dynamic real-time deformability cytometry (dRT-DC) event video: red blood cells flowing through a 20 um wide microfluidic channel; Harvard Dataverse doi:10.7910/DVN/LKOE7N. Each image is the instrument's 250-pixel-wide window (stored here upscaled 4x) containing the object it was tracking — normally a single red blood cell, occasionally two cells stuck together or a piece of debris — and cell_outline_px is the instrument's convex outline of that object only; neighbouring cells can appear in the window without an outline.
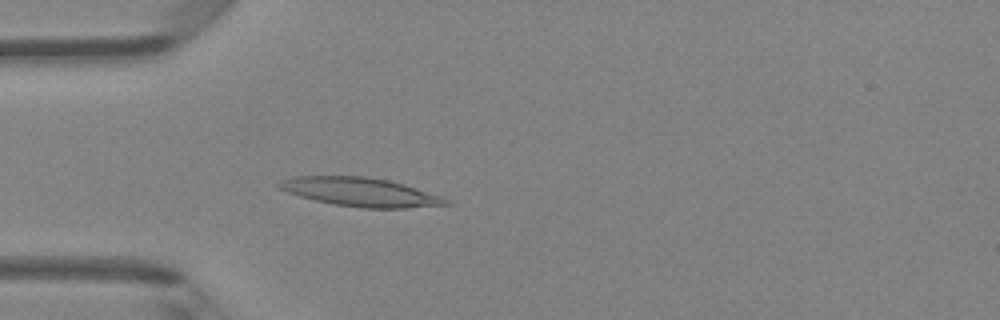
{"species": "Egyptian fruit bat (a non-hibernating species)", "species_latin": "Rousettus aegyptiacus", "temperature_condition": "room temperature", "stored_images_in_passage": 45, "camera_frame_rate_fps": 3000, "um_per_image_px": 0.085, "animal": {"sex": "female"}, "frame": {"image": 1, "passage_image": 12, "time_ms": 3.667, "image_size_px": [1000, 320], "cell_outline_px": [[452, 204], [404, 208], [360, 208], [336, 204], [316, 200], [300, 196], [276, 188], [276, 184], [280, 180], [292, 176], [364, 176], [388, 180], [404, 184], [440, 196], [448, 200]], "centroid_in_image_um": [30.58, 16.31], "position_along_channel_um": 54.4, "area_um2": 27.8}}
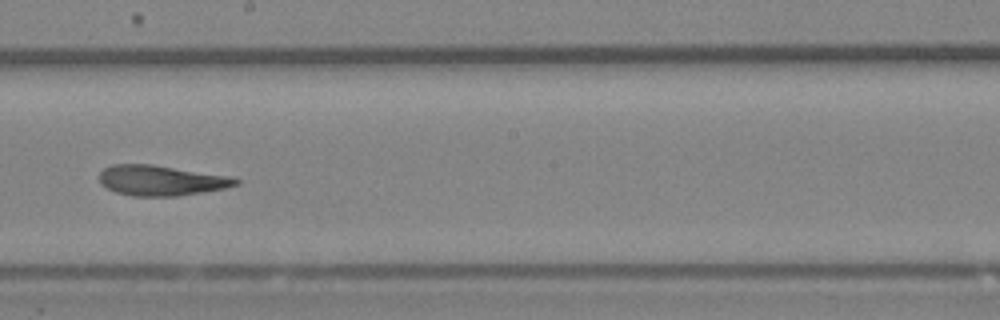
{"frame": {"image": 2, "passage_image": 25, "time_ms": 8.0, "image_size_px": [1000, 320], "cell_outline_px": [[240, 184], [224, 188], [176, 196], [132, 196], [116, 192], [100, 184], [100, 172], [104, 168], [112, 164], [152, 164], [232, 176], [240, 180]], "centroid_in_image_um": [13.7, 15.33], "position_along_channel_um": 234.5, "area_um2": 24.1}}
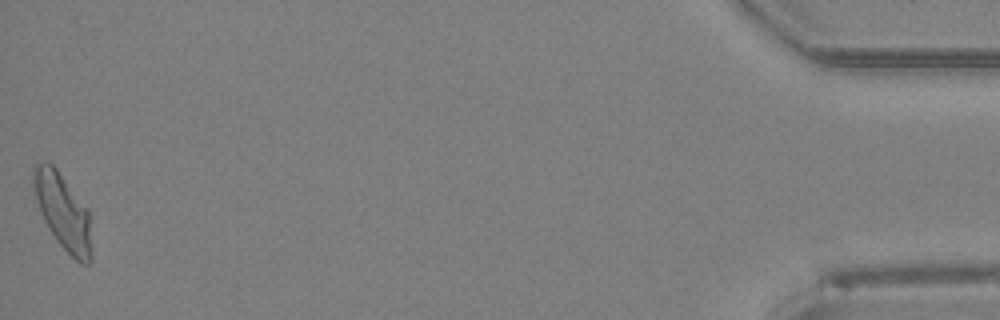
{"frame": {"image": 3, "passage_image": 45, "time_ms": 14.667, "image_size_px": [1000, 320], "cell_outline_px": [[92, 260], [88, 264], [80, 264], [56, 240], [48, 228], [40, 212], [36, 200], [32, 180], [32, 168], [36, 164], [52, 164], [56, 168], [88, 208], [92, 252]], "centroid_in_image_um": [5.36, 18.02], "position_along_channel_um": 429.8, "area_um2": 25.55}, "authors_computed_cell_mechanics": {"area_um2": 24.7962, "velocity_mm_per_s": 4.3481, "shape_relaxation_time_tau1_ms": 5.5278, "shape_relaxation_time_tau2_ms": 2.5232, "deformation_change_tau1": 0.2165, "deformation_change_tau2": 0.1168}}